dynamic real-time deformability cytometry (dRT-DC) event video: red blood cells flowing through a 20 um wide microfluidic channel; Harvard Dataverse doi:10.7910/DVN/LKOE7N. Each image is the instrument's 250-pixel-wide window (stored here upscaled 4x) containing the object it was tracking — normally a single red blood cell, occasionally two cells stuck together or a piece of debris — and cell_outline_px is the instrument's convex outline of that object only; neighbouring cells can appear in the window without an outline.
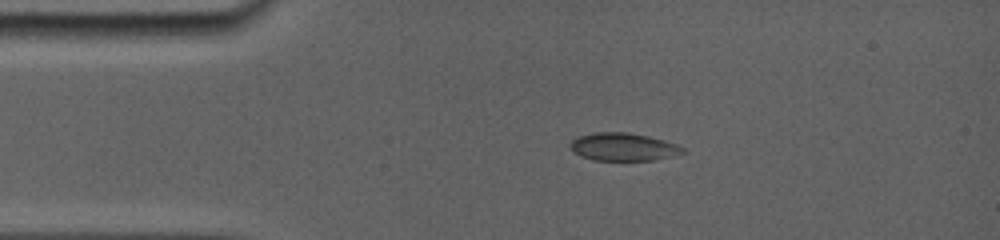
{"species": "common noctule bat (a hibernating species)", "species_latin": "Nyctalus noctula", "temperature_condition": "room temperature", "stored_images_in_passage": 41, "camera_frame_rate_fps": 5000, "um_per_image_px": 0.085, "animal": {"sex": "female", "body_mass_g": 19.0, "forearm_length_mm": 56.7}, "frame": {"image": 1, "passage_image": 1, "time_ms": 0.0, "image_size_px": [1000, 240], "cell_outline_px": [[668, 144], [652, 160], [596, 160], [584, 156], [576, 152], [572, 148], [572, 144], [576, 140], [584, 136], [600, 132], [624, 132], [644, 136]], "centroid_in_image_um": [52.53, 12.46], "position_along_channel_um": 32.5, "area_um2": 15.14}}
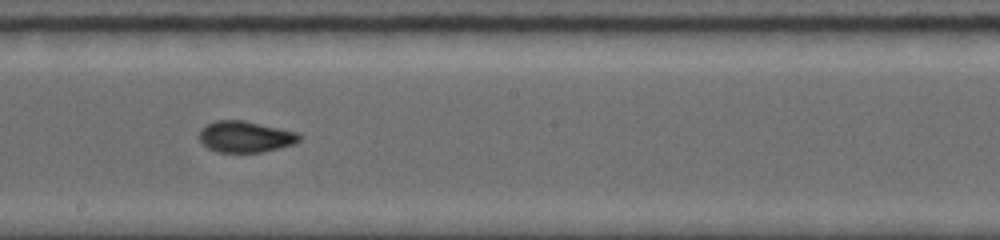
{"frame": {"image": 2, "passage_image": 22, "time_ms": 6.0, "image_size_px": [1000, 240], "cell_outline_px": [[300, 140], [292, 144], [280, 148], [264, 152], [216, 152], [208, 148], [200, 140], [200, 128], [216, 120], [244, 120], [296, 132], [300, 136]], "centroid_in_image_um": [20.83, 11.62], "position_along_channel_um": 227.4, "area_um2": 18.09}}
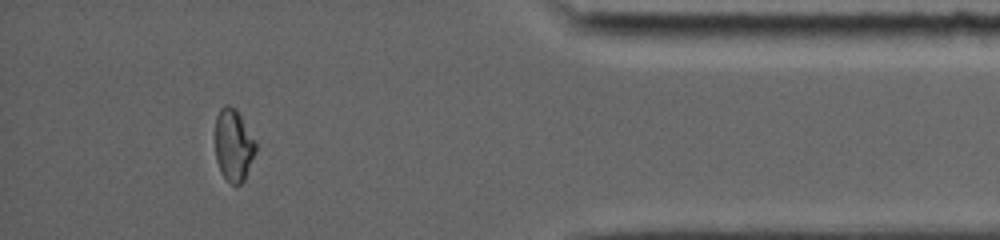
{"frame": {"image": 3, "passage_image": 37, "time_ms": 11.6, "image_size_px": [1000, 240], "cell_outline_px": [[256, 152], [244, 180], [240, 184], [232, 184], [220, 172], [216, 160], [216, 116], [220, 108], [224, 104], [228, 104], [236, 108], [256, 144]], "centroid_in_image_um": [19.84, 12.32], "position_along_channel_um": 415.4, "area_um2": 16.88}}